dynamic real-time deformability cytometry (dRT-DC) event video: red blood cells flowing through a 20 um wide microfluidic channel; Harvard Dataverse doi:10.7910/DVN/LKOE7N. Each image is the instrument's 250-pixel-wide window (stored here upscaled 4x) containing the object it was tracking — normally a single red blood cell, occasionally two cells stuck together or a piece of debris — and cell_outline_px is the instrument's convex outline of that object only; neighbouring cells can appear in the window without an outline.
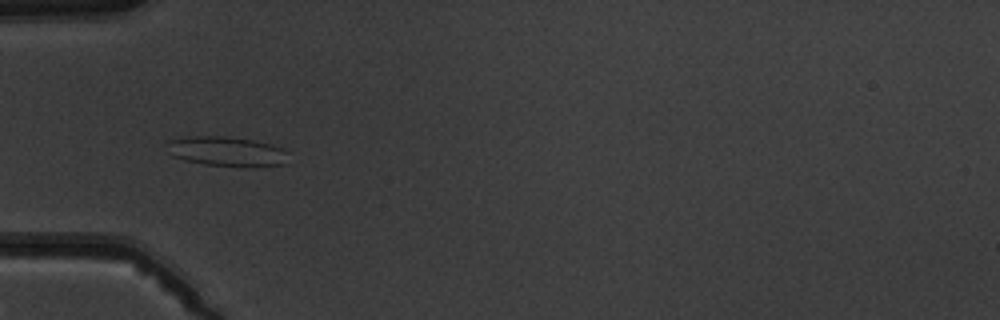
{"species": "common noctule bat (a hibernating species)", "species_latin": "Nyctalus noctula", "temperature_condition": "warm", "stored_images_in_passage": 9, "camera_frame_rate_fps": 3000, "um_per_image_px": 0.085, "animal": {"sex": "male", "body_mass_g": 19.5, "forearm_length_mm": 54.6}, "frame": {"image": 1, "passage_image": 6, "time_ms": 5.667, "image_size_px": [1000, 320], "cell_outline_px": [[284, 164], [204, 164], [184, 160], [172, 156], [168, 152], [168, 140], [184, 136], [228, 136], [252, 140], [272, 144], [280, 148], [284, 152]], "centroid_in_image_um": [19.1, 12.8], "position_along_channel_um": 65.9, "area_um2": 19.94}}
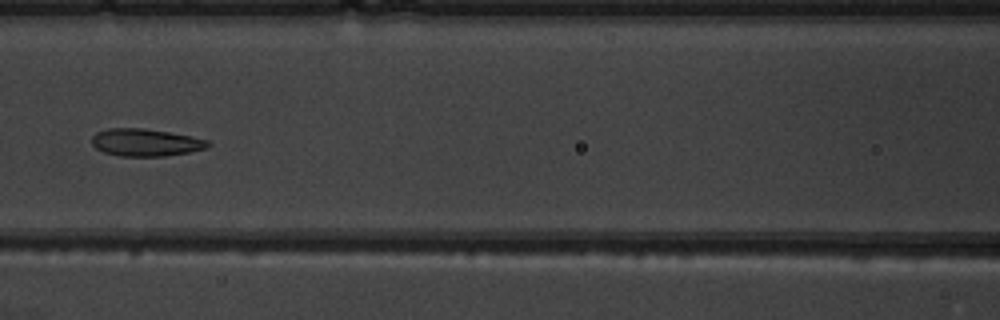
{"frame": {"image": 2, "passage_image": 8, "time_ms": 8.0, "image_size_px": [1000, 320], "cell_outline_px": [[212, 144], [204, 148], [188, 152], [164, 156], [120, 156], [104, 152], [96, 148], [92, 144], [92, 136], [96, 132], [108, 128], [144, 128], [168, 132], [208, 140]], "centroid_in_image_um": [12.33, 12.1], "position_along_channel_um": 154.3, "area_um2": 18.38}}
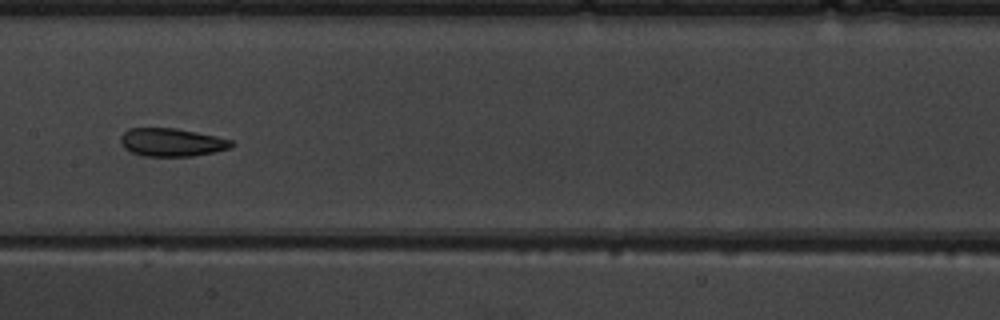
{"frame": {"image": 3, "passage_image": 9, "time_ms": 9.0, "image_size_px": [1000, 320], "cell_outline_px": [[236, 144], [232, 148], [192, 156], [144, 156], [132, 152], [124, 148], [120, 144], [120, 136], [128, 128], [176, 128], [216, 136], [232, 140]], "centroid_in_image_um": [14.6, 12.09], "position_along_channel_um": 192.8, "area_um2": 18.26}}